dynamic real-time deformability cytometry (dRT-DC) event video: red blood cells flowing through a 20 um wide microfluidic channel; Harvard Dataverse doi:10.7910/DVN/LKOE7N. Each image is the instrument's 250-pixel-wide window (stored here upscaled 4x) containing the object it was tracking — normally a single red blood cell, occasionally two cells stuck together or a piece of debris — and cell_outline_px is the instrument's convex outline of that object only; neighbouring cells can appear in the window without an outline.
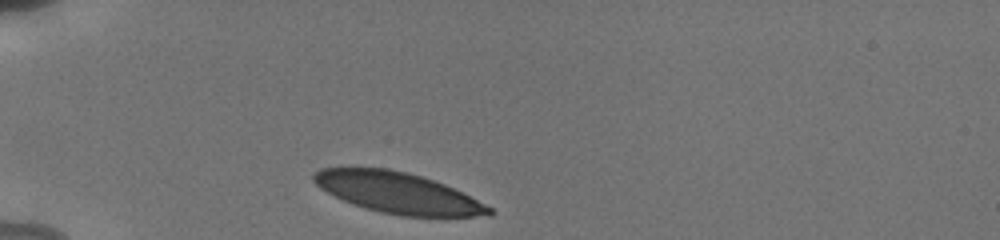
{"species": "human", "species_latin": "Homo sapiens", "temperature_condition": "cold", "stored_images_in_passage": 4, "camera_frame_rate_fps": 3000, "um_per_image_px": 0.085, "donor": {"sex": "male"}, "frame": {"image": 1, "passage_image": 1, "time_ms": 0.0, "image_size_px": [1000, 240], "cell_outline_px": [[492, 216], [400, 216], [380, 212], [364, 208], [352, 204], [320, 188], [312, 180], [312, 176], [320, 168], [388, 168], [408, 172], [444, 184], [492, 208]], "centroid_in_image_um": [33.79, 16.39], "position_along_channel_um": 51.2, "area_um2": 41.27}}
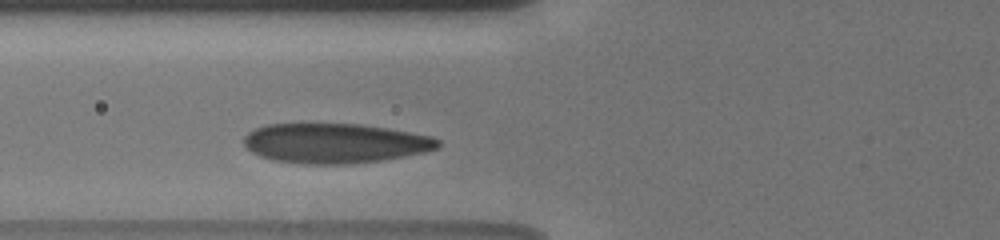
{"frame": {"image": 2, "passage_image": 4, "time_ms": 2.0, "image_size_px": [1000, 240], "cell_outline_px": [[440, 148], [424, 152], [404, 156], [380, 160], [348, 164], [304, 164], [272, 160], [260, 156], [244, 148], [244, 136], [248, 132], [256, 128], [268, 124], [360, 124], [388, 128], [432, 136], [440, 140]], "centroid_in_image_um": [28.46, 12.18], "position_along_channel_um": 97.3, "area_um2": 45.14}}